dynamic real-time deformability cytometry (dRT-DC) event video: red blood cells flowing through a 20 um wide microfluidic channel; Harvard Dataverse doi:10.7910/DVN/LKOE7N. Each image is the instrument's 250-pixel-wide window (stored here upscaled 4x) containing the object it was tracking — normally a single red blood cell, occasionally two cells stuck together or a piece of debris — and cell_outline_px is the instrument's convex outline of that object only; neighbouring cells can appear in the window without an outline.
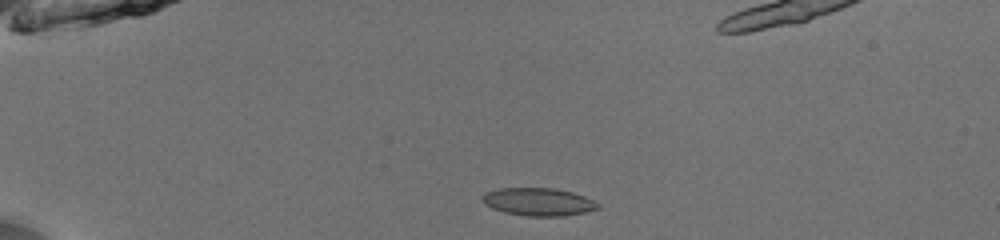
{"species": "common noctule bat (a hibernating species)", "species_latin": "Nyctalus noctula", "temperature_condition": "room temperature", "stored_images_in_passage": 41, "segment_of_instrument_passage": [1, 2], "camera_frame_rate_fps": 3000, "um_per_image_px": 0.085, "animal": {"sex": "male", "body_mass_g": 13.0, "forearm_length_mm": 53.1}, "frame": {"image": 1, "passage_image": 1, "time_ms": 0.0, "image_size_px": [1000, 240], "cell_outline_px": [[600, 208], [584, 212], [564, 216], [528, 216], [504, 212], [492, 208], [484, 204], [484, 192], [496, 188], [556, 188], [572, 192], [584, 196], [600, 204]], "centroid_in_image_um": [45.77, 17.15], "position_along_channel_um": 39.2, "area_um2": 18.73}}
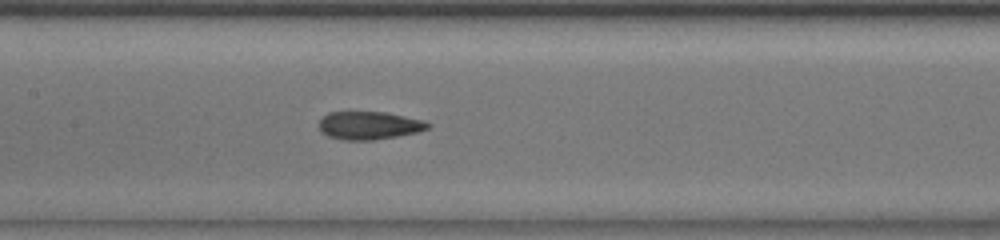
{"frame": {"image": 2, "passage_image": 15, "time_ms": 4.667, "image_size_px": [1000, 240], "cell_outline_px": [[432, 124], [428, 128], [416, 132], [396, 136], [372, 140], [344, 140], [328, 136], [320, 132], [320, 120], [328, 112], [384, 112], [424, 120]], "centroid_in_image_um": [31.37, 10.66], "position_along_channel_um": 176.0, "area_um2": 17.63}}
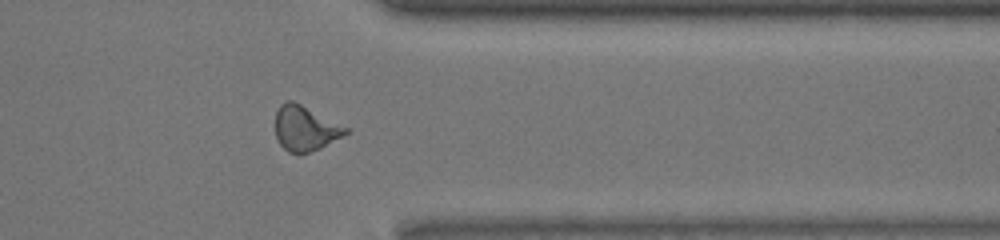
{"frame": {"image": 3, "passage_image": 31, "time_ms": 10.0, "image_size_px": [1000, 240], "cell_outline_px": [[348, 132], [320, 148], [308, 152], [288, 152], [276, 140], [276, 112], [280, 104], [288, 100], [292, 100], [348, 128]], "centroid_in_image_um": [25.89, 10.9], "position_along_channel_um": 385.5, "area_um2": 17.92}}